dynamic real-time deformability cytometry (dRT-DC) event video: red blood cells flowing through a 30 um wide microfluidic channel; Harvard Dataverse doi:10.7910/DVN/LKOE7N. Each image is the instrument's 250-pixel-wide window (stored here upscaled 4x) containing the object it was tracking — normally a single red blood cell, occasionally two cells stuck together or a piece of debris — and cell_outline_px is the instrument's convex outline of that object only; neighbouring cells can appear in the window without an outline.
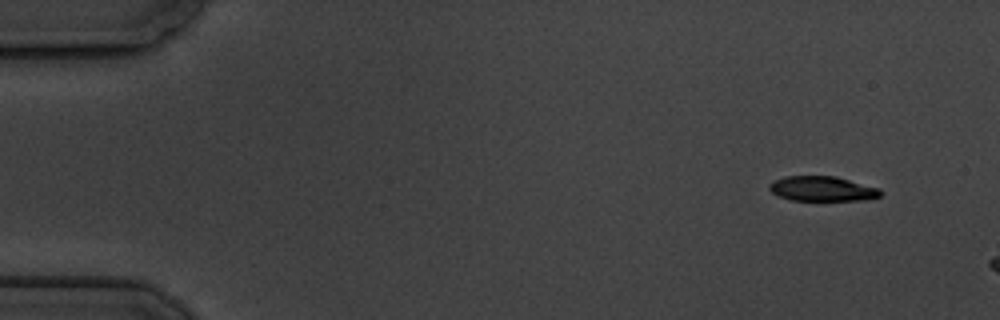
{"species": "common noctule bat (a hibernating species)", "species_latin": "Nyctalus noctula", "temperature_condition": "cold", "stored_images_in_passage": 6, "segment_of_instrument_passage": [2, 2], "camera_frame_rate_fps": 3000, "um_per_image_px": 0.085, "animal": {"sex": "male", "body_mass_g": 19.5, "forearm_length_mm": 54.6}, "frame": {"image": 1, "passage_image": 6, "time_ms": 6.667, "image_size_px": [1000, 320], "cell_outline_px": [[884, 192], [880, 196], [864, 200], [792, 200], [780, 196], [772, 192], [768, 188], [768, 184], [772, 180], [784, 176], [836, 176], [880, 188]], "centroid_in_image_um": [69.9, 16.03], "position_along_channel_um": 15.1, "area_um2": 16.24}}